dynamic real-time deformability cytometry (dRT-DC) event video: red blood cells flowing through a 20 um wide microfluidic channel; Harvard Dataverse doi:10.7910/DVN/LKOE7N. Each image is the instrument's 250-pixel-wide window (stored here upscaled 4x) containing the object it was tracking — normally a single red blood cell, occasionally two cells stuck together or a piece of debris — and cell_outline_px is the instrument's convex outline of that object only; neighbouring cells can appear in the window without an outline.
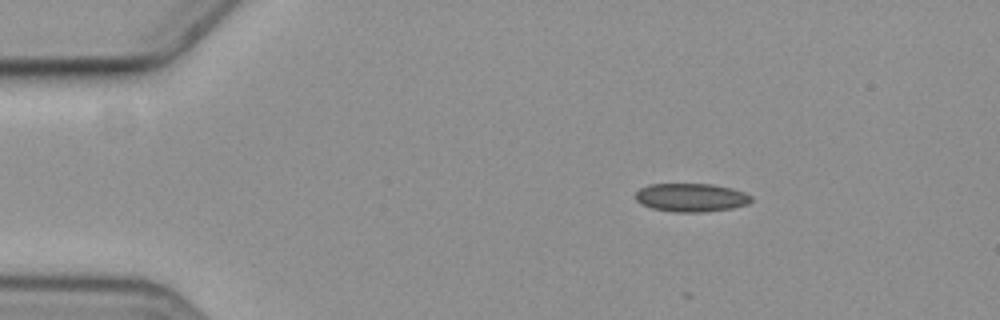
{"species": "common noctule bat (a hibernating species)", "species_latin": "Nyctalus noctula", "temperature_condition": "cold", "stored_images_in_passage": 44, "camera_frame_rate_fps": 3000, "um_per_image_px": 0.085, "animal": {"sex": "female", "body_mass_g": 19.3, "forearm_length_mm": 54.1}, "frame": {"image": 1, "passage_image": 9, "time_ms": 2.667, "image_size_px": [1000, 320], "cell_outline_px": [[752, 200], [748, 204], [732, 208], [704, 212], [672, 212], [652, 208], [640, 204], [636, 200], [636, 192], [640, 188], [648, 184], [712, 184], [732, 188], [744, 192], [752, 196]], "centroid_in_image_um": [58.74, 16.79], "position_along_channel_um": 26.3, "area_um2": 19.31}}
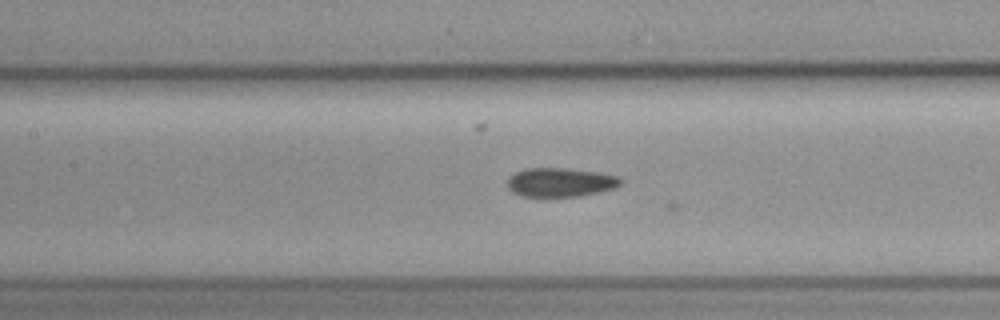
{"frame": {"image": 2, "passage_image": 26, "time_ms": 8.333, "image_size_px": [1000, 320], "cell_outline_px": [[620, 184], [616, 188], [580, 196], [520, 196], [512, 192], [508, 188], [508, 176], [524, 168], [568, 168], [600, 172], [620, 176]], "centroid_in_image_um": [47.63, 15.48], "position_along_channel_um": 159.8, "area_um2": 19.25}}
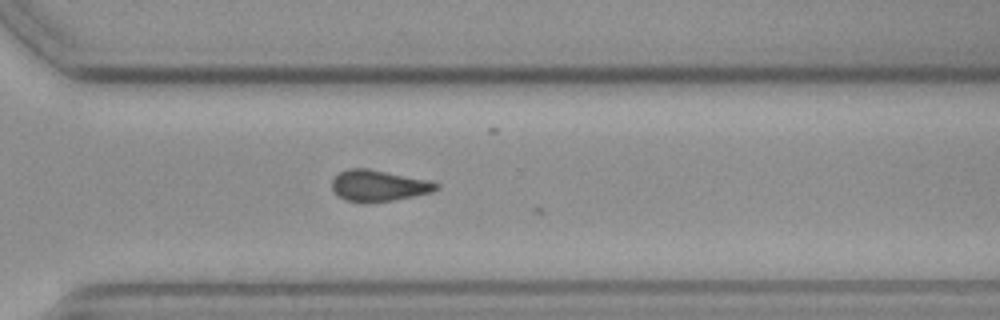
{"frame": {"image": 3, "passage_image": 41, "time_ms": 13.333, "image_size_px": [1000, 320], "cell_outline_px": [[440, 188], [432, 192], [392, 200], [364, 204], [344, 200], [336, 196], [332, 192], [332, 180], [340, 172], [348, 168], [368, 168], [424, 180], [440, 184]], "centroid_in_image_um": [32.1, 15.81], "position_along_channel_um": 338.5, "area_um2": 19.02}}